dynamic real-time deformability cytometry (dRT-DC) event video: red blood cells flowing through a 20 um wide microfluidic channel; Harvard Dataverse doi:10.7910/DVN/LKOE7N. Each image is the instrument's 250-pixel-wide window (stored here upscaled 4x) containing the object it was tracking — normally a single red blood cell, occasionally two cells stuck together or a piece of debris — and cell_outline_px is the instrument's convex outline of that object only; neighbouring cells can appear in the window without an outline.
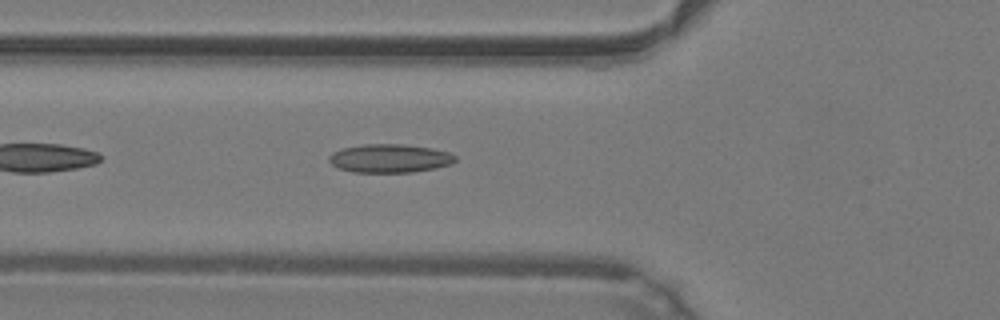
{"species": "common noctule bat (a hibernating species)", "species_latin": "Nyctalus noctula", "temperature_condition": "warm", "stored_images_in_passage": 36, "camera_frame_rate_fps": 3000, "um_per_image_px": 0.085, "animal": {"sex": "male", "body_mass_g": 19.2, "forearm_length_mm": 51.8}, "frame": {"image": 1, "passage_image": 5, "time_ms": 1.333, "image_size_px": [1000, 320], "cell_outline_px": [[456, 160], [452, 164], [436, 168], [412, 172], [352, 172], [336, 168], [328, 160], [328, 156], [332, 152], [340, 148], [364, 144], [404, 144], [432, 148], [448, 152], [456, 156]], "centroid_in_image_um": [33.1, 13.46], "position_along_channel_um": 92.7, "area_um2": 21.21}}
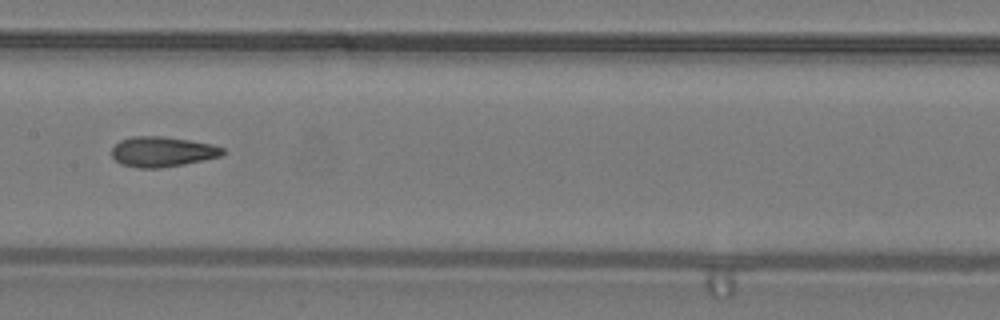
{"frame": {"image": 2, "passage_image": 12, "time_ms": 3.667, "image_size_px": [1000, 320], "cell_outline_px": [[224, 152], [220, 156], [184, 164], [160, 168], [140, 168], [120, 164], [112, 156], [112, 148], [120, 140], [132, 136], [160, 136], [188, 140], [212, 144], [224, 148]], "centroid_in_image_um": [13.77, 12.89], "position_along_channel_um": 193.6, "area_um2": 19.36}}
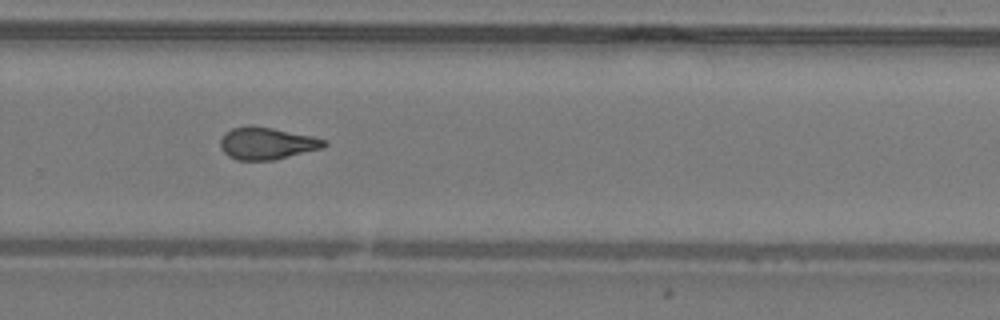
{"frame": {"image": 3, "passage_image": 20, "time_ms": 6.333, "image_size_px": [1000, 320], "cell_outline_px": [[328, 144], [324, 148], [276, 160], [236, 160], [228, 156], [220, 148], [220, 140], [224, 132], [232, 128], [248, 124], [252, 124], [312, 136], [328, 140]], "centroid_in_image_um": [22.68, 12.18], "position_along_channel_um": 307.1, "area_um2": 19.88}, "authors_computed_cell_mechanics": {"area_um2": 19.4208, "velocity_mm_per_s": 4.2838, "shape_relaxation_time_tau1_ms": 5.046, "shape_relaxation_time_tau2_ms": 2.1206, "deformation_change_tau1": 0.1762, "deformation_change_tau2": 0.1103}}